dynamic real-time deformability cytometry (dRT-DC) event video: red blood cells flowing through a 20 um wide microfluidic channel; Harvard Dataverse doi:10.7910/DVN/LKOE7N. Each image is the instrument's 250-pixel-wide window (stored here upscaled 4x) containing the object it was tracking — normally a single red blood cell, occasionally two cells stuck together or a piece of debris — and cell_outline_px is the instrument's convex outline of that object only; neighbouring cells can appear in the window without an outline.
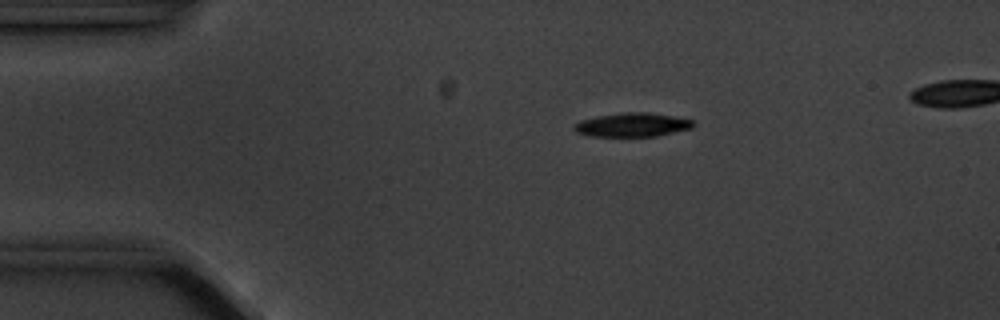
{"species": "common noctule bat (a hibernating species)", "species_latin": "Nyctalus noctula", "temperature_condition": "cold", "stored_images_in_passage": 5, "camera_frame_rate_fps": 3000, "um_per_image_px": 0.085, "animal": {"sex": "male", "body_mass_g": 20.1, "forearm_length_mm": 53.5}, "frame": {"image": 1, "passage_image": 5, "time_ms": 5.667, "image_size_px": [1000, 320], "cell_outline_px": [[696, 124], [692, 128], [656, 136], [588, 136], [576, 132], [572, 128], [580, 120], [596, 116], [624, 112], [644, 112], [672, 116], [692, 120]], "centroid_in_image_um": [53.72, 10.61], "position_along_channel_um": 31.3, "area_um2": 16.47}}